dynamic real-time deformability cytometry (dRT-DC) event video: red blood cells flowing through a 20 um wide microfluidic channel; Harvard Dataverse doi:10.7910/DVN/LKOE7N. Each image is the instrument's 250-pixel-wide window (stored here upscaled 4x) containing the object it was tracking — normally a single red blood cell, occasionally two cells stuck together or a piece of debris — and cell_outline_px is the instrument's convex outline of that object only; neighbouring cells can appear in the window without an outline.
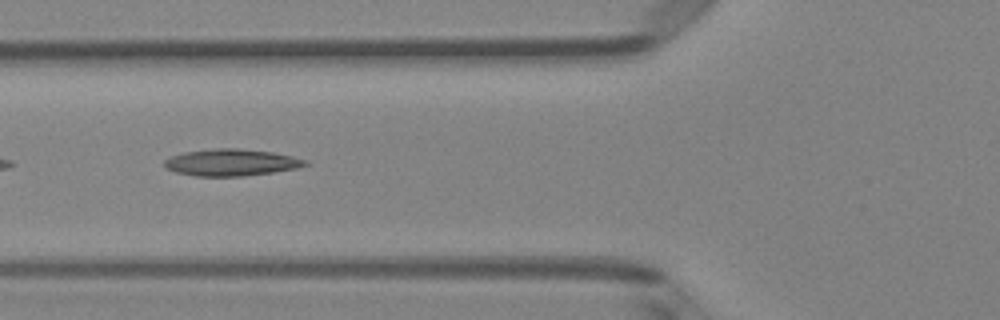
{"species": "Egyptian fruit bat (a non-hibernating species)", "species_latin": "Rousettus aegyptiacus", "temperature_condition": "room temperature", "stored_images_in_passage": 31, "camera_frame_rate_fps": 3000, "um_per_image_px": 0.085, "animal": {"sex": "female"}, "frame": {"image": 1, "passage_image": 5, "time_ms": 1.333, "image_size_px": [1000, 320], "cell_outline_px": [[308, 164], [296, 168], [272, 172], [244, 176], [196, 176], [176, 172], [164, 168], [164, 160], [168, 156], [184, 152], [212, 148], [236, 148], [272, 152], [292, 156], [308, 160]], "centroid_in_image_um": [19.61, 13.8], "position_along_channel_um": 106.2, "area_um2": 22.08}, "authors_computed_cell_mechanics": {"area_um2": 20.4612, "velocity_mm_per_s": 4.07, "shape_relaxation_time_tau1_ms": null, "shape_relaxation_time_tau2_ms": 7.1971, "deformation_change_tau1": null, "deformation_change_tau2": 0.2279}}